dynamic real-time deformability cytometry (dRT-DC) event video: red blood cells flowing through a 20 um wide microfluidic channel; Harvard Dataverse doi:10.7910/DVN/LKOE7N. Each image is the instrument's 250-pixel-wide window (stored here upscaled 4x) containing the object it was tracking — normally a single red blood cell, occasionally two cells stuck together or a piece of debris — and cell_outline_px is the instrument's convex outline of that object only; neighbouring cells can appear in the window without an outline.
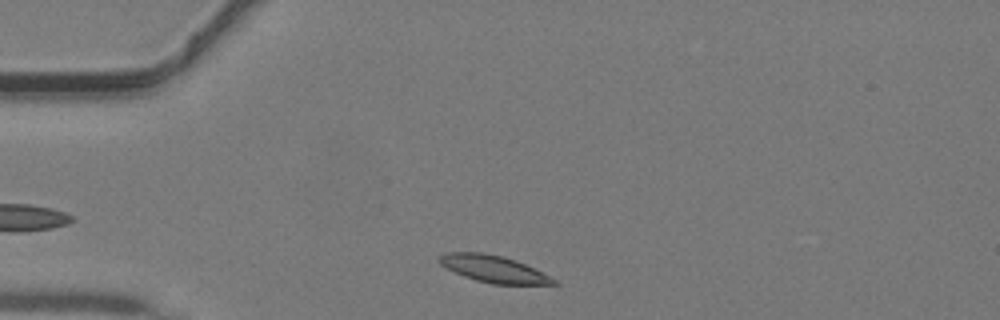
{"species": "common noctule bat (a hibernating species)", "species_latin": "Nyctalus noctula", "temperature_condition": "warm", "stored_images_in_passage": 30, "camera_frame_rate_fps": 3000, "um_per_image_px": 0.085, "animal": {"sex": "male", "body_mass_g": 19.2, "forearm_length_mm": 51.8}, "frame": {"image": 1, "passage_image": 1, "time_ms": 0.0, "image_size_px": [1000, 320], "cell_outline_px": [[560, 284], [492, 284], [476, 280], [464, 276], [440, 264], [436, 260], [444, 252], [484, 252], [516, 260], [556, 280]], "centroid_in_image_um": [41.9, 22.85], "position_along_channel_um": 43.1, "area_um2": 17.63}}
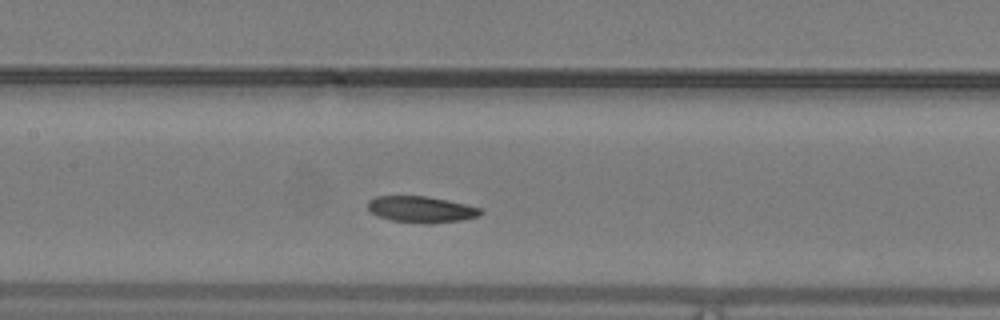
{"frame": {"image": 2, "passage_image": 11, "time_ms": 3.333, "image_size_px": [1000, 320], "cell_outline_px": [[484, 212], [480, 216], [460, 220], [432, 224], [428, 224], [392, 220], [376, 216], [368, 208], [368, 200], [376, 196], [428, 196], [484, 208]], "centroid_in_image_um": [35.84, 17.8], "position_along_channel_um": 171.6, "area_um2": 17.46}}
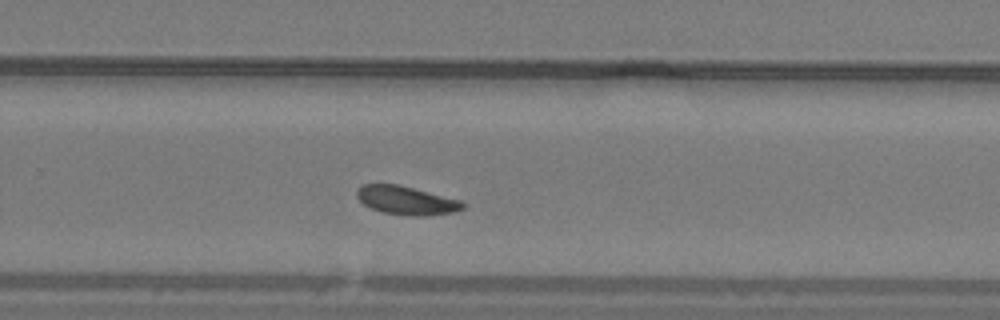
{"frame": {"image": 3, "passage_image": 19, "time_ms": 6.0, "image_size_px": [1000, 320], "cell_outline_px": [[468, 204], [464, 208], [456, 212], [424, 216], [412, 216], [384, 212], [372, 208], [364, 204], [356, 196], [356, 188], [364, 184], [396, 184], [464, 200]], "centroid_in_image_um": [34.61, 17.03], "position_along_channel_um": 295.2, "area_um2": 17.8}}